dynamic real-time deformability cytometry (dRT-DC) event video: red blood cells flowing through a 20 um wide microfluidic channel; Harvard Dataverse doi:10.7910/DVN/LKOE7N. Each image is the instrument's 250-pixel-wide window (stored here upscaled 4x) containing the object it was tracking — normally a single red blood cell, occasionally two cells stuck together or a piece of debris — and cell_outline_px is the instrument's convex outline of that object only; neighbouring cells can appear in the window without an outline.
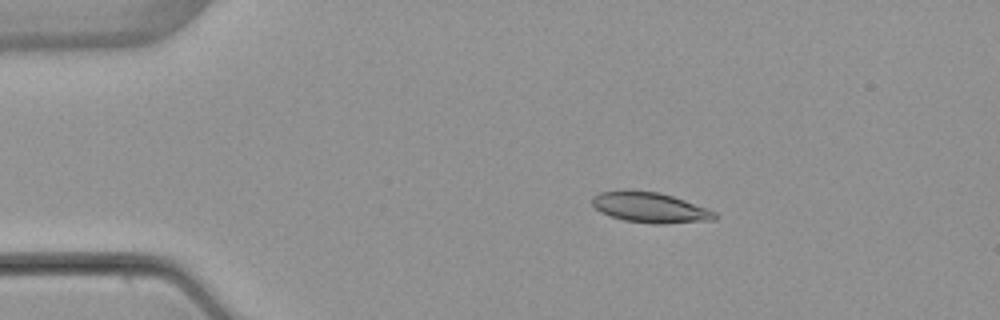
{"species": "common noctule bat (a hibernating species)", "species_latin": "Nyctalus noctula", "temperature_condition": "warm", "stored_images_in_passage": 6, "camera_frame_rate_fps": 3000, "um_per_image_px": 0.085, "animal": {"sex": "female", "body_mass_g": 22.7, "forearm_length_mm": 54.2}, "frame": {"image": 1, "passage_image": 3, "time_ms": 2.333, "image_size_px": [1000, 320], "cell_outline_px": [[716, 220], [664, 224], [652, 224], [624, 220], [600, 212], [592, 204], [592, 196], [600, 192], [624, 188], [632, 188], [660, 192], [684, 200], [716, 212]], "centroid_in_image_um": [55.21, 17.61], "position_along_channel_um": 29.8, "area_um2": 22.14}}
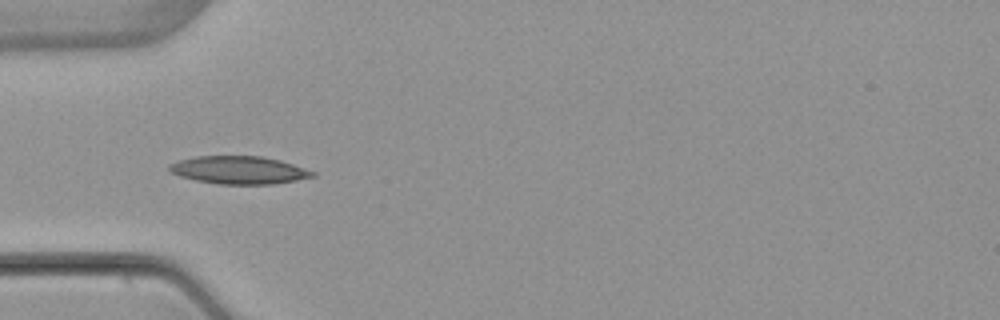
{"frame": {"image": 2, "passage_image": 5, "time_ms": 4.667, "image_size_px": [1000, 320], "cell_outline_px": [[316, 176], [296, 180], [272, 184], [216, 184], [196, 180], [180, 176], [168, 172], [168, 164], [180, 160], [196, 156], [264, 156], [280, 160], [316, 172]], "centroid_in_image_um": [20.29, 14.45], "position_along_channel_um": 64.7, "area_um2": 23.29}}